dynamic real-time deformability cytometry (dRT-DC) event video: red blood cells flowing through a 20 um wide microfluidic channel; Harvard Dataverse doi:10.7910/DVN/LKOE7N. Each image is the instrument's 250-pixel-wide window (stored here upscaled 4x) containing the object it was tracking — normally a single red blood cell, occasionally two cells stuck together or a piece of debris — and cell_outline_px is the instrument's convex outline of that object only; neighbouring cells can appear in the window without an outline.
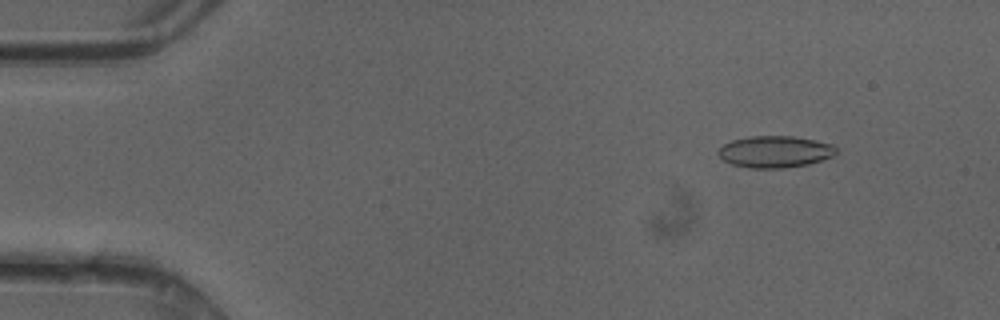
{"species": "common noctule bat (a hibernating species)", "species_latin": "Nyctalus noctula", "temperature_condition": "cold", "stored_images_in_passage": 49, "camera_frame_rate_fps": 3000, "um_per_image_px": 0.085, "animal": {"sex": "female"}, "frame": {"image": 1, "passage_image": 6, "time_ms": 1.667, "image_size_px": [1000, 320], "cell_outline_px": [[836, 156], [808, 164], [784, 168], [748, 168], [732, 164], [724, 160], [716, 152], [724, 144], [732, 140], [752, 136], [792, 136], [832, 144], [836, 148]], "centroid_in_image_um": [65.88, 12.9], "position_along_channel_um": 19.1, "area_um2": 21.73}}
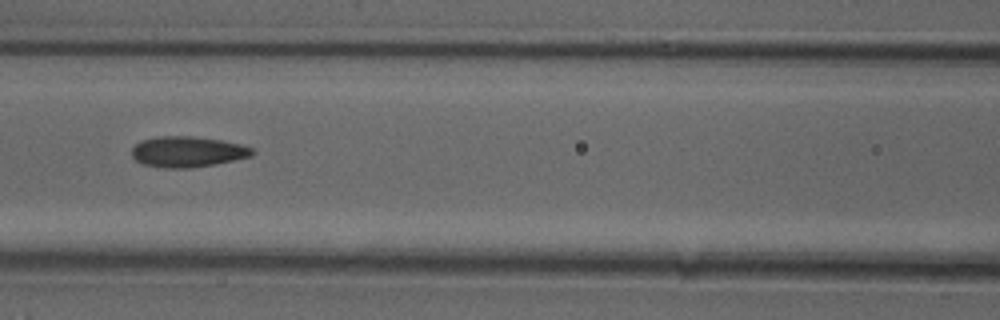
{"frame": {"image": 2, "passage_image": 22, "time_ms": 7.0, "image_size_px": [1000, 320], "cell_outline_px": [[256, 152], [252, 156], [216, 164], [192, 168], [164, 168], [144, 164], [136, 160], [132, 156], [132, 148], [140, 140], [156, 136], [192, 136], [220, 140], [240, 144], [252, 148]], "centroid_in_image_um": [15.94, 12.9], "position_along_channel_um": 150.7, "area_um2": 21.68}}
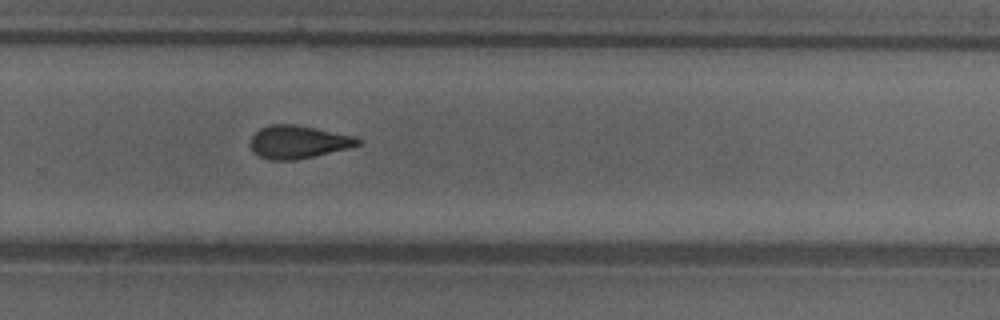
{"frame": {"image": 3, "passage_image": 33, "time_ms": 10.667, "image_size_px": [1000, 320], "cell_outline_px": [[360, 144], [348, 148], [296, 160], [268, 160], [252, 152], [252, 136], [260, 128], [272, 124], [292, 124], [356, 136], [360, 140]], "centroid_in_image_um": [25.33, 12.07], "position_along_channel_um": 304.5, "area_um2": 20.35}, "authors_computed_cell_mechanics": {"area_um2": 21.0392, "velocity_mm_per_s": 4.2125, "shape_relaxation_time_tau1_ms": null, "shape_relaxation_time_tau2_ms": 2.3321, "deformation_change_tau1": null, "deformation_change_tau2": 0.1025}}